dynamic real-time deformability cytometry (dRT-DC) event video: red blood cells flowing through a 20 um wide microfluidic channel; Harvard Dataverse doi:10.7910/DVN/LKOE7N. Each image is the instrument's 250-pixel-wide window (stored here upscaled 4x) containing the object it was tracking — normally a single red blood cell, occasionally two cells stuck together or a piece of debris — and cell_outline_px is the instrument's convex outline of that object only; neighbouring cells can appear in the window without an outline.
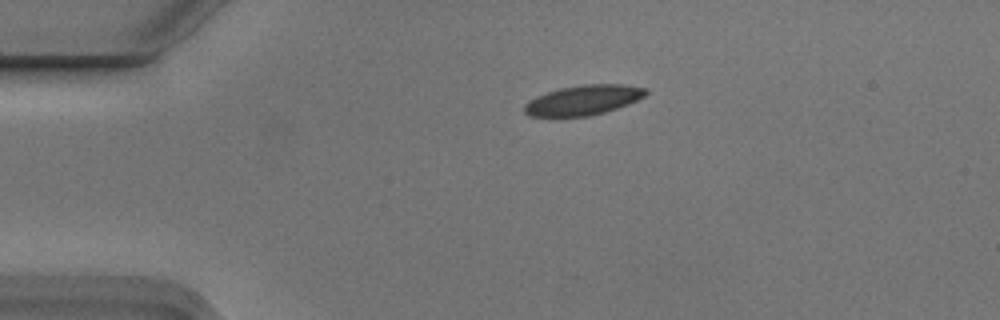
{"species": "Egyptian fruit bat (a non-hibernating species)", "species_latin": "Rousettus aegyptiacus", "temperature_condition": "cold", "stored_images_in_passage": 3, "camera_frame_rate_fps": 3000, "um_per_image_px": 0.085, "animal": {"sex": "male"}, "frame": {"image": 1, "passage_image": 3, "time_ms": 0.667, "image_size_px": [1000, 320], "cell_outline_px": [[648, 92], [644, 96], [628, 104], [604, 112], [584, 116], [528, 116], [524, 112], [524, 104], [528, 100], [536, 96], [560, 88], [584, 84], [624, 84], [648, 88]], "centroid_in_image_um": [49.58, 8.49], "position_along_channel_um": 35.4, "area_um2": 21.04}}